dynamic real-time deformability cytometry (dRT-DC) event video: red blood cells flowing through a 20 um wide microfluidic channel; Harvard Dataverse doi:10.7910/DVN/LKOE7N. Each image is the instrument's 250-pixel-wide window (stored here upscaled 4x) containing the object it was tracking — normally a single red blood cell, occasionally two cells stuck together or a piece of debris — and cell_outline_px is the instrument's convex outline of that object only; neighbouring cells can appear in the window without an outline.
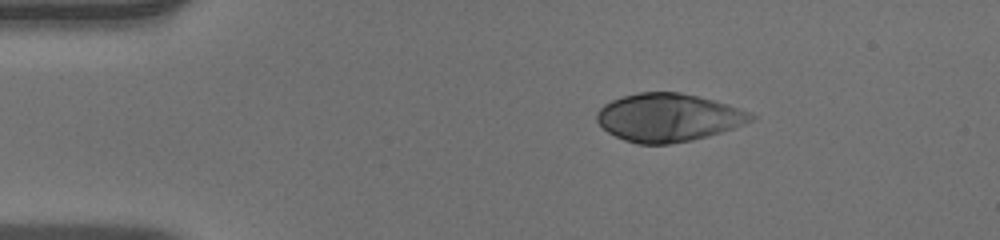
{"species": "human", "species_latin": "Homo sapiens", "temperature_condition": "warm", "stored_images_in_passage": 43, "camera_frame_rate_fps": 3000, "um_per_image_px": 0.085, "donor": {"sex": "male"}, "frame": {"image": 1, "passage_image": 1, "time_ms": 0.0, "image_size_px": [1000, 240], "cell_outline_px": [[756, 116], [752, 120], [744, 124], [708, 136], [692, 140], [668, 144], [640, 144], [624, 140], [608, 132], [596, 120], [596, 112], [604, 104], [612, 100], [636, 92], [680, 92], [728, 104], [752, 112]], "centroid_in_image_um": [56.8, 9.98], "position_along_channel_um": 28.2, "area_um2": 43.0}}
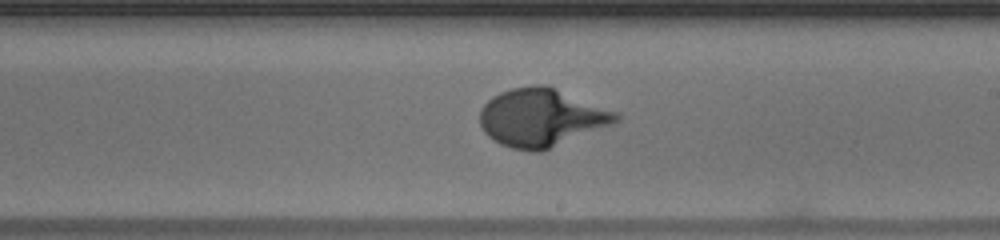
{"frame": {"image": 2, "passage_image": 22, "time_ms": 7.0, "image_size_px": [1000, 240], "cell_outline_px": [[620, 120], [612, 124], [540, 152], [532, 152], [512, 148], [500, 144], [492, 140], [484, 132], [480, 124], [480, 112], [484, 104], [492, 96], [500, 92], [512, 88], [532, 84], [544, 84], [620, 112]], "centroid_in_image_um": [46.02, 9.99], "position_along_channel_um": 243.0, "area_um2": 46.07}}
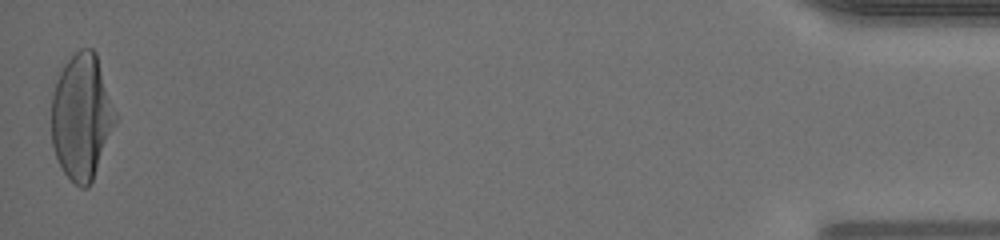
{"frame": {"image": 3, "passage_image": 43, "time_ms": 14.0, "image_size_px": [1000, 240], "cell_outline_px": [[116, 120], [92, 180], [88, 188], [80, 188], [64, 172], [56, 156], [52, 144], [52, 96], [56, 80], [64, 64], [80, 48], [92, 48], [96, 52], [116, 112]], "centroid_in_image_um": [6.93, 9.89], "position_along_channel_um": 428.3, "area_um2": 46.18}}